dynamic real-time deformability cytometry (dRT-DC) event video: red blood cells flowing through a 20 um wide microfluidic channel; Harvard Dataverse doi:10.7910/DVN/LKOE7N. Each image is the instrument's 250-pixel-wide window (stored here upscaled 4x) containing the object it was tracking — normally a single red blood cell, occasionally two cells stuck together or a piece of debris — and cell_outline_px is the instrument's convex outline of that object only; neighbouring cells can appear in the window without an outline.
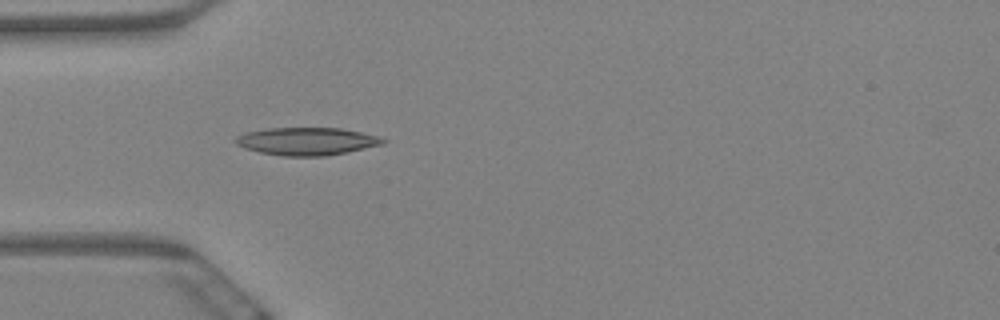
{"species": "Egyptian fruit bat (a non-hibernating species)", "species_latin": "Rousettus aegyptiacus", "temperature_condition": "warm", "stored_images_in_passage": 6, "camera_frame_rate_fps": 3000, "um_per_image_px": 0.085, "animal": {"sex": "female"}, "frame": {"image": 1, "passage_image": 6, "time_ms": 1.667, "image_size_px": [1000, 320], "cell_outline_px": [[388, 140], [384, 144], [348, 152], [324, 156], [280, 156], [260, 152], [244, 148], [236, 144], [236, 136], [244, 132], [268, 128], [340, 128], [360, 132], [376, 136]], "centroid_in_image_um": [26.06, 12.01], "position_along_channel_um": 58.9, "area_um2": 23.81}}